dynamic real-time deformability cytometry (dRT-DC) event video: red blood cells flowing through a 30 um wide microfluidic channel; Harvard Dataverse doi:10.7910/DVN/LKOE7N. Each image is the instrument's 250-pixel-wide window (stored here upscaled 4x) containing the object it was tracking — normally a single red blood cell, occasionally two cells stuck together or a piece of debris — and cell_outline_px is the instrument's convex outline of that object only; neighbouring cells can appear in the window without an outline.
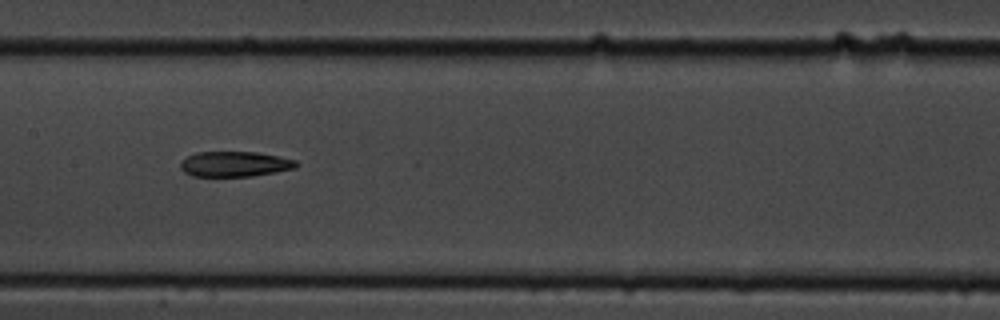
{"species": "common noctule bat (a hibernating species)", "species_latin": "Nyctalus noctula", "temperature_condition": "cold", "stored_images_in_passage": 11, "camera_frame_rate_fps": 3000, "um_per_image_px": 0.085, "animal": {"sex": "male", "body_mass_g": 19.5, "forearm_length_mm": 54.6}, "frame": {"image": 1, "passage_image": 4, "time_ms": 3.333, "image_size_px": [1000, 320], "cell_outline_px": [[300, 164], [296, 168], [276, 172], [252, 176], [192, 176], [184, 172], [180, 168], [180, 164], [188, 156], [196, 152], [256, 152], [296, 160]], "centroid_in_image_um": [19.97, 13.95], "position_along_channel_um": 187.4, "area_um2": 16.99}}
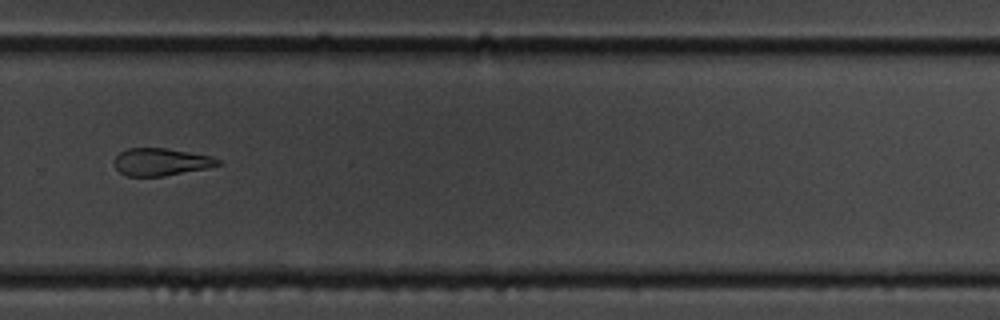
{"frame": {"image": 2, "passage_image": 7, "time_ms": 7.0, "image_size_px": [1000, 320], "cell_outline_px": [[220, 164], [208, 168], [164, 176], [128, 176], [120, 172], [116, 168], [116, 156], [120, 152], [128, 148], [168, 148], [212, 156], [220, 160]], "centroid_in_image_um": [13.71, 13.76], "position_along_channel_um": 316.1, "area_um2": 16.47}}
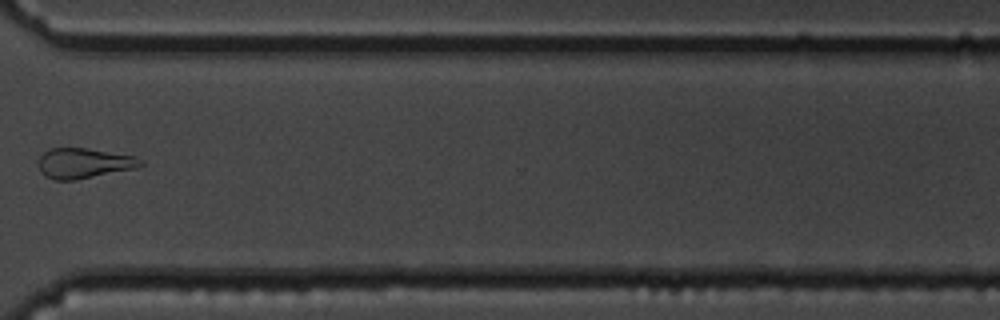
{"frame": {"image": 3, "passage_image": 8, "time_ms": 8.333, "image_size_px": [1000, 320], "cell_outline_px": [[144, 164], [136, 168], [76, 180], [52, 180], [44, 176], [40, 172], [40, 156], [44, 152], [52, 148], [88, 148], [136, 156], [144, 160]], "centroid_in_image_um": [7.16, 13.88], "position_along_channel_um": 363.4, "area_um2": 18.09}, "authors_computed_cell_mechanics": {"area_um2": 18.0914, "velocity_mm_per_s": 3.5285, "shape_relaxation_time_tau1_ms": 6.3019, "shape_relaxation_time_tau2_ms": null, "deformation_change_tau1": 0.1912, "deformation_change_tau2": null}}